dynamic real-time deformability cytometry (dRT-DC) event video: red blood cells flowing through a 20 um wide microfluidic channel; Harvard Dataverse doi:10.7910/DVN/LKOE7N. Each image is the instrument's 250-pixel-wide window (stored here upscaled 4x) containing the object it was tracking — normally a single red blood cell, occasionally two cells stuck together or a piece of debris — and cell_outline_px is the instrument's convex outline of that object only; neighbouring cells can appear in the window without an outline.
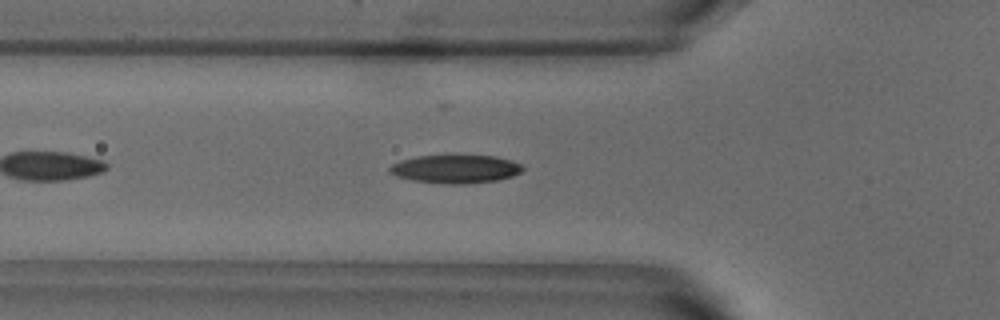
{"species": "common noctule bat (a hibernating species)", "species_latin": "Nyctalus noctula", "temperature_condition": "warm", "stored_images_in_passage": 42, "camera_frame_rate_fps": 3000, "um_per_image_px": 0.085, "animal": {"sex": "male", "body_mass_g": 18.8}, "frame": {"image": 1, "passage_image": 7, "time_ms": 2.0, "image_size_px": [1000, 320], "cell_outline_px": [[524, 168], [520, 172], [512, 176], [500, 180], [464, 184], [444, 184], [412, 180], [396, 176], [388, 172], [388, 168], [392, 164], [400, 160], [416, 156], [496, 156], [512, 160], [520, 164]], "centroid_in_image_um": [38.7, 14.37], "position_along_channel_um": 87.1, "area_um2": 22.02}}
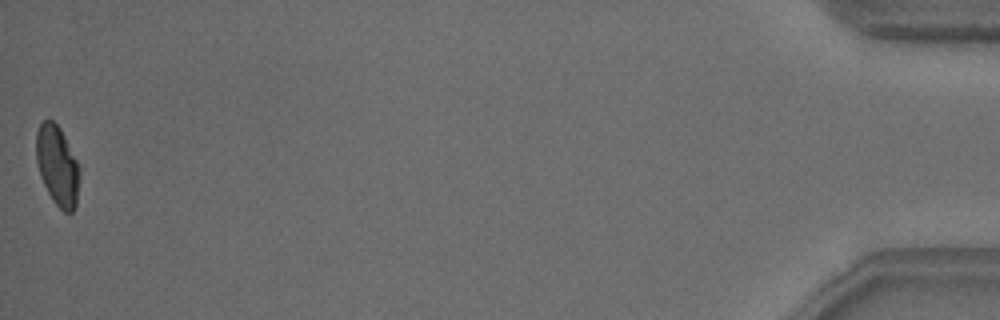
{"frame": {"image": 2, "passage_image": 42, "time_ms": 13.667, "image_size_px": [1000, 320], "cell_outline_px": [[80, 180], [76, 208], [72, 212], [64, 212], [52, 200], [40, 176], [36, 160], [36, 132], [40, 124], [44, 120], [52, 120], [60, 128], [76, 160], [80, 176]], "centroid_in_image_um": [4.88, 14.11], "position_along_channel_um": 430.3, "area_um2": 20.11}, "authors_computed_cell_mechanics": {"area_um2": 21.675, "velocity_mm_per_s": 3.7914, "shape_relaxation_time_tau1_ms": 3.2554, "shape_relaxation_time_tau2_ms": 4.1247, "deformation_change_tau1": 0.1434, "deformation_change_tau2": 0.0876}}